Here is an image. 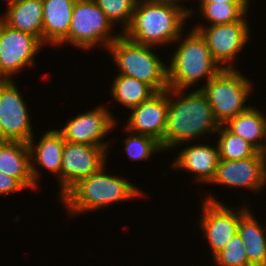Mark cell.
Here are the masks:
<instances>
[{
	"mask_svg": "<svg viewBox=\"0 0 266 266\" xmlns=\"http://www.w3.org/2000/svg\"><path fill=\"white\" fill-rule=\"evenodd\" d=\"M184 89L168 88V93L177 95L176 101L168 96V116L164 133L163 150L181 145L206 132H216L220 126L205 94L199 88L182 96Z\"/></svg>",
	"mask_w": 266,
	"mask_h": 266,
	"instance_id": "1",
	"label": "cell"
},
{
	"mask_svg": "<svg viewBox=\"0 0 266 266\" xmlns=\"http://www.w3.org/2000/svg\"><path fill=\"white\" fill-rule=\"evenodd\" d=\"M190 13L192 10L181 6L137 2L131 23L123 34L136 43L153 48L177 42L182 38V27Z\"/></svg>",
	"mask_w": 266,
	"mask_h": 266,
	"instance_id": "2",
	"label": "cell"
},
{
	"mask_svg": "<svg viewBox=\"0 0 266 266\" xmlns=\"http://www.w3.org/2000/svg\"><path fill=\"white\" fill-rule=\"evenodd\" d=\"M104 166L92 175L82 178L72 186L61 200L71 213L105 208L115 201L142 196L141 191L124 178L106 175Z\"/></svg>",
	"mask_w": 266,
	"mask_h": 266,
	"instance_id": "3",
	"label": "cell"
},
{
	"mask_svg": "<svg viewBox=\"0 0 266 266\" xmlns=\"http://www.w3.org/2000/svg\"><path fill=\"white\" fill-rule=\"evenodd\" d=\"M181 41L168 68V86L174 89H188L201 78L206 77V83L222 69H233L218 66L204 38L197 30Z\"/></svg>",
	"mask_w": 266,
	"mask_h": 266,
	"instance_id": "4",
	"label": "cell"
},
{
	"mask_svg": "<svg viewBox=\"0 0 266 266\" xmlns=\"http://www.w3.org/2000/svg\"><path fill=\"white\" fill-rule=\"evenodd\" d=\"M151 47L136 43L121 34L108 46V50L120 68V74L143 81L156 92H161L169 88L168 68Z\"/></svg>",
	"mask_w": 266,
	"mask_h": 266,
	"instance_id": "5",
	"label": "cell"
},
{
	"mask_svg": "<svg viewBox=\"0 0 266 266\" xmlns=\"http://www.w3.org/2000/svg\"><path fill=\"white\" fill-rule=\"evenodd\" d=\"M251 82L236 69H222L200 88L209 102L219 124L246 111L245 102L251 92Z\"/></svg>",
	"mask_w": 266,
	"mask_h": 266,
	"instance_id": "6",
	"label": "cell"
},
{
	"mask_svg": "<svg viewBox=\"0 0 266 266\" xmlns=\"http://www.w3.org/2000/svg\"><path fill=\"white\" fill-rule=\"evenodd\" d=\"M112 23L94 0H76L68 36L60 43L69 42L82 49L104 44L106 49L119 37L112 36Z\"/></svg>",
	"mask_w": 266,
	"mask_h": 266,
	"instance_id": "7",
	"label": "cell"
},
{
	"mask_svg": "<svg viewBox=\"0 0 266 266\" xmlns=\"http://www.w3.org/2000/svg\"><path fill=\"white\" fill-rule=\"evenodd\" d=\"M27 107L12 79L0 80V137L28 143L33 137Z\"/></svg>",
	"mask_w": 266,
	"mask_h": 266,
	"instance_id": "8",
	"label": "cell"
},
{
	"mask_svg": "<svg viewBox=\"0 0 266 266\" xmlns=\"http://www.w3.org/2000/svg\"><path fill=\"white\" fill-rule=\"evenodd\" d=\"M42 45L36 36L15 30L0 19V80H10L11 75L32 65Z\"/></svg>",
	"mask_w": 266,
	"mask_h": 266,
	"instance_id": "9",
	"label": "cell"
},
{
	"mask_svg": "<svg viewBox=\"0 0 266 266\" xmlns=\"http://www.w3.org/2000/svg\"><path fill=\"white\" fill-rule=\"evenodd\" d=\"M107 149L103 146L65 141L61 168V197L79 180L99 171L105 165Z\"/></svg>",
	"mask_w": 266,
	"mask_h": 266,
	"instance_id": "10",
	"label": "cell"
},
{
	"mask_svg": "<svg viewBox=\"0 0 266 266\" xmlns=\"http://www.w3.org/2000/svg\"><path fill=\"white\" fill-rule=\"evenodd\" d=\"M203 209L200 226L205 232L214 257L238 233L240 218L248 209L242 207L235 213L210 195L204 201Z\"/></svg>",
	"mask_w": 266,
	"mask_h": 266,
	"instance_id": "11",
	"label": "cell"
},
{
	"mask_svg": "<svg viewBox=\"0 0 266 266\" xmlns=\"http://www.w3.org/2000/svg\"><path fill=\"white\" fill-rule=\"evenodd\" d=\"M244 17L232 23L195 27L219 66L235 59L236 54L248 42L249 27Z\"/></svg>",
	"mask_w": 266,
	"mask_h": 266,
	"instance_id": "12",
	"label": "cell"
},
{
	"mask_svg": "<svg viewBox=\"0 0 266 266\" xmlns=\"http://www.w3.org/2000/svg\"><path fill=\"white\" fill-rule=\"evenodd\" d=\"M211 183L259 191L266 184V157L263 152L242 160L220 159Z\"/></svg>",
	"mask_w": 266,
	"mask_h": 266,
	"instance_id": "13",
	"label": "cell"
},
{
	"mask_svg": "<svg viewBox=\"0 0 266 266\" xmlns=\"http://www.w3.org/2000/svg\"><path fill=\"white\" fill-rule=\"evenodd\" d=\"M131 110L133 112L126 125L127 131L155 138L163 146L168 116V89L156 92Z\"/></svg>",
	"mask_w": 266,
	"mask_h": 266,
	"instance_id": "14",
	"label": "cell"
},
{
	"mask_svg": "<svg viewBox=\"0 0 266 266\" xmlns=\"http://www.w3.org/2000/svg\"><path fill=\"white\" fill-rule=\"evenodd\" d=\"M115 123L109 110L101 105L86 113L78 114L58 131L63 135L65 141L107 148L108 144L102 143L101 139L109 131L111 132Z\"/></svg>",
	"mask_w": 266,
	"mask_h": 266,
	"instance_id": "15",
	"label": "cell"
},
{
	"mask_svg": "<svg viewBox=\"0 0 266 266\" xmlns=\"http://www.w3.org/2000/svg\"><path fill=\"white\" fill-rule=\"evenodd\" d=\"M28 143L4 141L0 145V172L14 177L24 188H36L39 176L31 162Z\"/></svg>",
	"mask_w": 266,
	"mask_h": 266,
	"instance_id": "16",
	"label": "cell"
},
{
	"mask_svg": "<svg viewBox=\"0 0 266 266\" xmlns=\"http://www.w3.org/2000/svg\"><path fill=\"white\" fill-rule=\"evenodd\" d=\"M178 155L172 168H182L196 174L198 181L212 182L217 172L219 151L217 147L209 145H191L184 148Z\"/></svg>",
	"mask_w": 266,
	"mask_h": 266,
	"instance_id": "17",
	"label": "cell"
},
{
	"mask_svg": "<svg viewBox=\"0 0 266 266\" xmlns=\"http://www.w3.org/2000/svg\"><path fill=\"white\" fill-rule=\"evenodd\" d=\"M76 0H43V44L60 45L68 36Z\"/></svg>",
	"mask_w": 266,
	"mask_h": 266,
	"instance_id": "18",
	"label": "cell"
},
{
	"mask_svg": "<svg viewBox=\"0 0 266 266\" xmlns=\"http://www.w3.org/2000/svg\"><path fill=\"white\" fill-rule=\"evenodd\" d=\"M8 5L0 19L15 30L36 36L43 43V0H19Z\"/></svg>",
	"mask_w": 266,
	"mask_h": 266,
	"instance_id": "19",
	"label": "cell"
},
{
	"mask_svg": "<svg viewBox=\"0 0 266 266\" xmlns=\"http://www.w3.org/2000/svg\"><path fill=\"white\" fill-rule=\"evenodd\" d=\"M224 125L250 143L258 152H264L266 145L261 143V140L266 141V117L257 108L249 107Z\"/></svg>",
	"mask_w": 266,
	"mask_h": 266,
	"instance_id": "20",
	"label": "cell"
},
{
	"mask_svg": "<svg viewBox=\"0 0 266 266\" xmlns=\"http://www.w3.org/2000/svg\"><path fill=\"white\" fill-rule=\"evenodd\" d=\"M33 141L32 137L28 142L30 156L35 157L38 165L56 173L61 187L62 154L65 142L63 135L58 130H50L41 137L37 145H34Z\"/></svg>",
	"mask_w": 266,
	"mask_h": 266,
	"instance_id": "21",
	"label": "cell"
},
{
	"mask_svg": "<svg viewBox=\"0 0 266 266\" xmlns=\"http://www.w3.org/2000/svg\"><path fill=\"white\" fill-rule=\"evenodd\" d=\"M251 211H247L238 225V234L244 242L247 259L251 266H266V237Z\"/></svg>",
	"mask_w": 266,
	"mask_h": 266,
	"instance_id": "22",
	"label": "cell"
},
{
	"mask_svg": "<svg viewBox=\"0 0 266 266\" xmlns=\"http://www.w3.org/2000/svg\"><path fill=\"white\" fill-rule=\"evenodd\" d=\"M111 92L115 100L130 109L138 106L156 93L147 83L123 74L116 76Z\"/></svg>",
	"mask_w": 266,
	"mask_h": 266,
	"instance_id": "23",
	"label": "cell"
},
{
	"mask_svg": "<svg viewBox=\"0 0 266 266\" xmlns=\"http://www.w3.org/2000/svg\"><path fill=\"white\" fill-rule=\"evenodd\" d=\"M217 132L220 134L217 143L220 159L242 160L257 152L250 143L231 132L227 127H223V124H220Z\"/></svg>",
	"mask_w": 266,
	"mask_h": 266,
	"instance_id": "24",
	"label": "cell"
},
{
	"mask_svg": "<svg viewBox=\"0 0 266 266\" xmlns=\"http://www.w3.org/2000/svg\"><path fill=\"white\" fill-rule=\"evenodd\" d=\"M249 3H201L202 16L210 25L239 21L246 15Z\"/></svg>",
	"mask_w": 266,
	"mask_h": 266,
	"instance_id": "25",
	"label": "cell"
},
{
	"mask_svg": "<svg viewBox=\"0 0 266 266\" xmlns=\"http://www.w3.org/2000/svg\"><path fill=\"white\" fill-rule=\"evenodd\" d=\"M103 10L108 20L114 22L122 21L125 31L131 23L137 0H94Z\"/></svg>",
	"mask_w": 266,
	"mask_h": 266,
	"instance_id": "26",
	"label": "cell"
},
{
	"mask_svg": "<svg viewBox=\"0 0 266 266\" xmlns=\"http://www.w3.org/2000/svg\"><path fill=\"white\" fill-rule=\"evenodd\" d=\"M245 244L237 233L213 258L217 266H251Z\"/></svg>",
	"mask_w": 266,
	"mask_h": 266,
	"instance_id": "27",
	"label": "cell"
},
{
	"mask_svg": "<svg viewBox=\"0 0 266 266\" xmlns=\"http://www.w3.org/2000/svg\"><path fill=\"white\" fill-rule=\"evenodd\" d=\"M124 141L125 151L132 160H147L152 153L163 150L159 141L147 135L132 133Z\"/></svg>",
	"mask_w": 266,
	"mask_h": 266,
	"instance_id": "28",
	"label": "cell"
},
{
	"mask_svg": "<svg viewBox=\"0 0 266 266\" xmlns=\"http://www.w3.org/2000/svg\"><path fill=\"white\" fill-rule=\"evenodd\" d=\"M22 189L24 187L14 177L0 172V195L17 192Z\"/></svg>",
	"mask_w": 266,
	"mask_h": 266,
	"instance_id": "29",
	"label": "cell"
},
{
	"mask_svg": "<svg viewBox=\"0 0 266 266\" xmlns=\"http://www.w3.org/2000/svg\"><path fill=\"white\" fill-rule=\"evenodd\" d=\"M137 2L170 4L182 7L181 4H178V0H137Z\"/></svg>",
	"mask_w": 266,
	"mask_h": 266,
	"instance_id": "30",
	"label": "cell"
},
{
	"mask_svg": "<svg viewBox=\"0 0 266 266\" xmlns=\"http://www.w3.org/2000/svg\"><path fill=\"white\" fill-rule=\"evenodd\" d=\"M201 3H249V0H201Z\"/></svg>",
	"mask_w": 266,
	"mask_h": 266,
	"instance_id": "31",
	"label": "cell"
},
{
	"mask_svg": "<svg viewBox=\"0 0 266 266\" xmlns=\"http://www.w3.org/2000/svg\"><path fill=\"white\" fill-rule=\"evenodd\" d=\"M16 1H19V0H7V2L10 4V3H13V2H16Z\"/></svg>",
	"mask_w": 266,
	"mask_h": 266,
	"instance_id": "32",
	"label": "cell"
},
{
	"mask_svg": "<svg viewBox=\"0 0 266 266\" xmlns=\"http://www.w3.org/2000/svg\"><path fill=\"white\" fill-rule=\"evenodd\" d=\"M264 144L266 145V143L264 142ZM264 155H265V157H266V146H265V150H264Z\"/></svg>",
	"mask_w": 266,
	"mask_h": 266,
	"instance_id": "33",
	"label": "cell"
},
{
	"mask_svg": "<svg viewBox=\"0 0 266 266\" xmlns=\"http://www.w3.org/2000/svg\"><path fill=\"white\" fill-rule=\"evenodd\" d=\"M4 142V140L0 137V145Z\"/></svg>",
	"mask_w": 266,
	"mask_h": 266,
	"instance_id": "34",
	"label": "cell"
}]
</instances>
